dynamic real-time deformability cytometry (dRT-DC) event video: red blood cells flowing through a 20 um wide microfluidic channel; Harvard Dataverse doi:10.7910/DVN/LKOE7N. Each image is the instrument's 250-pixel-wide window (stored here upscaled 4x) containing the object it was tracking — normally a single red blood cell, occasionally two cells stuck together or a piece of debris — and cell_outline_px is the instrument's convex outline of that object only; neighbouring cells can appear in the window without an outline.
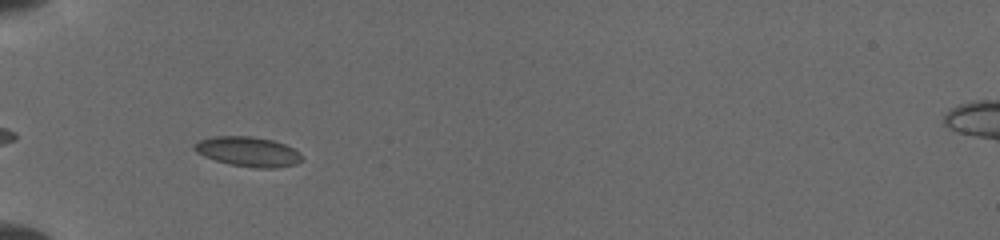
{"species": "common noctule bat (a hibernating species)", "species_latin": "Nyctalus noctula", "temperature_condition": "cold", "stored_images_in_passage": 16, "camera_frame_rate_fps": 3000, "um_per_image_px": 0.085, "animal": {"sex": "female", "body_mass_g": 19.5, "forearm_length_mm": 54.1}, "frame": {"image": 1, "passage_image": 12, "time_ms": 3.333, "image_size_px": [1000, 240], "cell_outline_px": [[300, 160], [296, 164], [276, 168], [256, 168], [232, 164], [216, 160], [204, 156], [196, 152], [192, 148], [192, 144], [200, 140], [216, 136], [252, 136], [272, 140], [284, 144], [300, 152]], "centroid_in_image_um": [21.06, 12.88], "position_along_channel_um": 63.9, "area_um2": 18.5}}
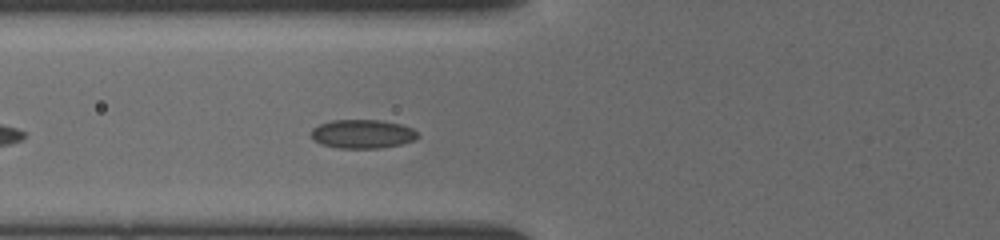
{"frame": {"image": 2, "passage_image": 14, "time_ms": 4.333, "image_size_px": [1000, 240], "cell_outline_px": [[420, 136], [416, 140], [400, 144], [380, 148], [340, 148], [320, 144], [312, 140], [312, 128], [320, 124], [332, 120], [380, 120], [400, 124], [412, 128]], "centroid_in_image_um": [30.81, 11.39], "position_along_channel_um": 95.0, "area_um2": 17.92}}
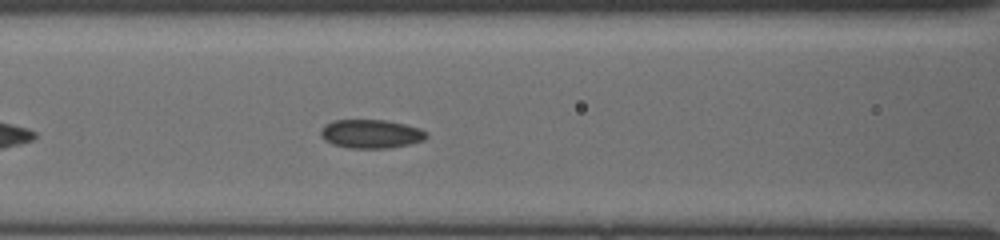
{"frame": {"image": 3, "passage_image": 16, "time_ms": 5.333, "image_size_px": [1000, 240], "cell_outline_px": [[428, 136], [424, 140], [408, 144], [388, 148], [348, 148], [332, 144], [324, 140], [320, 136], [320, 132], [324, 124], [332, 120], [384, 120], [404, 124], [420, 128], [428, 132]], "centroid_in_image_um": [31.51, 11.38], "position_along_channel_um": 135.1, "area_um2": 17.8}}